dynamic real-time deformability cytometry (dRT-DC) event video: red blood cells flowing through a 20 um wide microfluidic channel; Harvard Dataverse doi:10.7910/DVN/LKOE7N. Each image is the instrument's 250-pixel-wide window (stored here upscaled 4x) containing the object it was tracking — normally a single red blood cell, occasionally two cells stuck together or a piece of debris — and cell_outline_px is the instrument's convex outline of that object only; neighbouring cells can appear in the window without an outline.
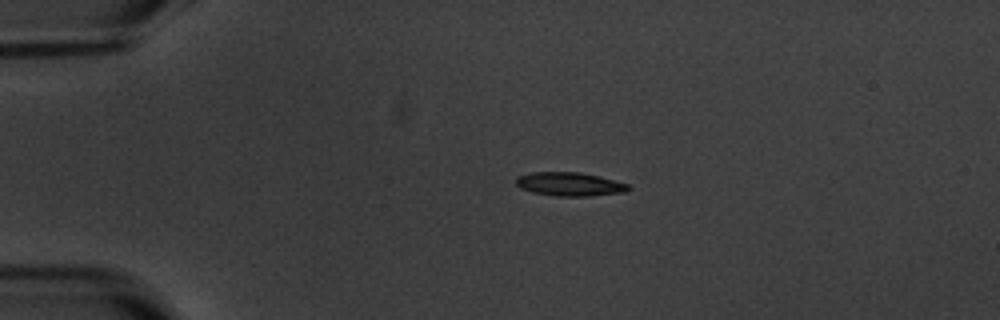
{"species": "common noctule bat (a hibernating species)", "species_latin": "Nyctalus noctula", "temperature_condition": "warm", "stored_images_in_passage": 7, "camera_frame_rate_fps": 3000, "um_per_image_px": 0.085, "animal": {"sex": "male", "body_mass_g": 20.1, "forearm_length_mm": 53.5}, "frame": {"image": 1, "passage_image": 3, "time_ms": 3.333, "image_size_px": [1000, 320], "cell_outline_px": [[632, 188], [624, 192], [588, 196], [556, 196], [532, 192], [520, 188], [516, 184], [516, 176], [532, 172], [580, 172], [628, 184]], "centroid_in_image_um": [48.38, 15.65], "position_along_channel_um": 36.6, "area_um2": 15.37}}
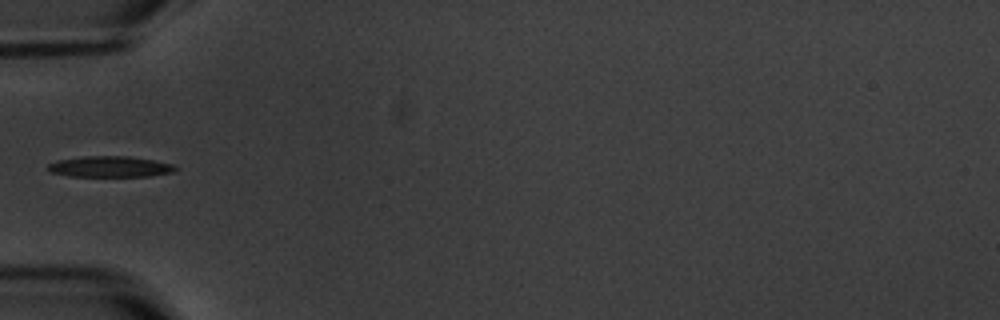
{"frame": {"image": 2, "passage_image": 5, "time_ms": 5.667, "image_size_px": [1000, 320], "cell_outline_px": [[180, 168], [172, 172], [152, 176], [68, 176], [52, 172], [48, 168], [48, 164], [56, 160], [84, 156], [128, 156], [152, 160], [172, 164]], "centroid_in_image_um": [9.36, 14.16], "position_along_channel_um": 75.6, "area_um2": 15.49}}